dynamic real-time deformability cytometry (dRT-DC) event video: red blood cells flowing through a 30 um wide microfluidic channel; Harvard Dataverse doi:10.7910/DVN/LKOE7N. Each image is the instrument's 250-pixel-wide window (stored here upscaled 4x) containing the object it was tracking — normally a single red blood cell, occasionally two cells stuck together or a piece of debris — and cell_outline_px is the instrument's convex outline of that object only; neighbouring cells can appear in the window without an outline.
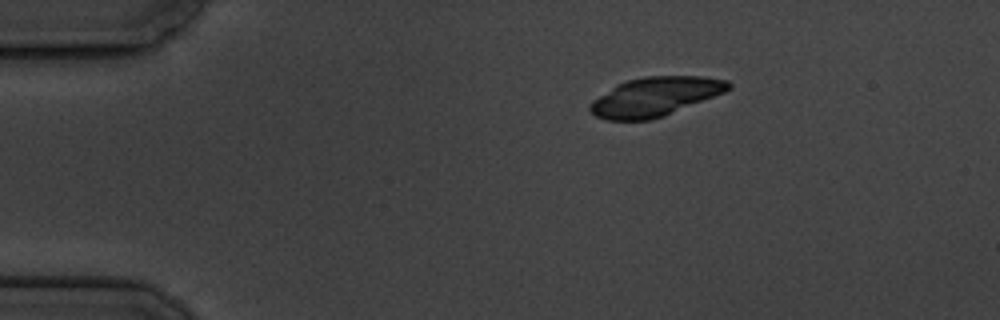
{"species": "common noctule bat (a hibernating species)", "species_latin": "Nyctalus noctula", "temperature_condition": "cold", "stored_images_in_passage": 3, "camera_frame_rate_fps": 3000, "um_per_image_px": 0.085, "animal": {"sex": "male", "body_mass_g": 19.5, "forearm_length_mm": 54.6}, "frame": {"image": 1, "passage_image": 1, "time_ms": 0.0, "image_size_px": [1000, 320], "cell_outline_px": [[732, 88], [724, 92], [664, 116], [652, 120], [608, 120], [596, 116], [588, 108], [588, 104], [592, 100], [616, 84], [628, 80], [644, 76], [700, 76], [728, 80], [732, 84]], "centroid_in_image_um": [55.67, 8.21], "position_along_channel_um": 29.3, "area_um2": 31.44}}